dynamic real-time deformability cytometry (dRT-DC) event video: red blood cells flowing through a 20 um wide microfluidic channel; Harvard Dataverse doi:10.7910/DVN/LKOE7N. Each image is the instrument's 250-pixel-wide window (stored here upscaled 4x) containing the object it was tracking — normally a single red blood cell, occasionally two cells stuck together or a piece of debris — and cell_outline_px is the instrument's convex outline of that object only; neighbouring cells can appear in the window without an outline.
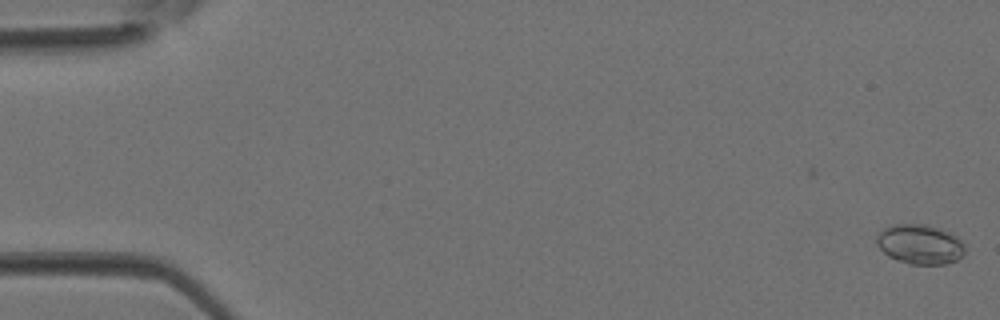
{"species": "Egyptian fruit bat (a non-hibernating species)", "species_latin": "Rousettus aegyptiacus", "temperature_condition": "room temperature", "stored_images_in_passage": 5, "camera_frame_rate_fps": 3000, "um_per_image_px": 0.085, "animal": {"sex": "female"}, "frame": {"image": 1, "passage_image": 1, "time_ms": 0.0, "image_size_px": [1000, 320], "cell_outline_px": [[964, 252], [956, 260], [944, 264], [912, 264], [896, 260], [888, 256], [876, 244], [876, 236], [888, 224], [924, 224], [940, 228], [952, 232], [964, 244]], "centroid_in_image_um": [78.17, 20.74], "position_along_channel_um": 6.8, "area_um2": 20.52}}